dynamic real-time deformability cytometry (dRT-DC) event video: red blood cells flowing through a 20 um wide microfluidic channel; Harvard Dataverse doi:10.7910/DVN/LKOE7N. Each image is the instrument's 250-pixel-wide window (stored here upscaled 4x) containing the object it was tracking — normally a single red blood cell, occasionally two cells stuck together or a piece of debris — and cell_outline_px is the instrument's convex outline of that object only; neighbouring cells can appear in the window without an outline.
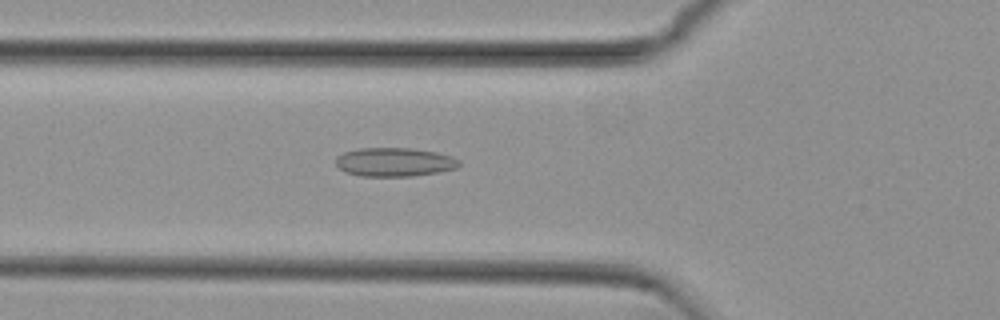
{"species": "common noctule bat (a hibernating species)", "species_latin": "Nyctalus noctula", "temperature_condition": "cold", "stored_images_in_passage": 41, "camera_frame_rate_fps": 3000, "um_per_image_px": 0.085, "animal": {"sex": "female", "body_mass_g": 29.2, "forearm_length_mm": 56.3}, "frame": {"image": 1, "passage_image": 6, "time_ms": 1.667, "image_size_px": [1000, 320], "cell_outline_px": [[460, 164], [456, 168], [436, 172], [412, 176], [360, 176], [344, 172], [336, 164], [336, 156], [344, 152], [360, 148], [408, 148], [436, 152], [452, 156], [460, 160]], "centroid_in_image_um": [33.51, 13.77], "position_along_channel_um": 92.3, "area_um2": 20.63}}
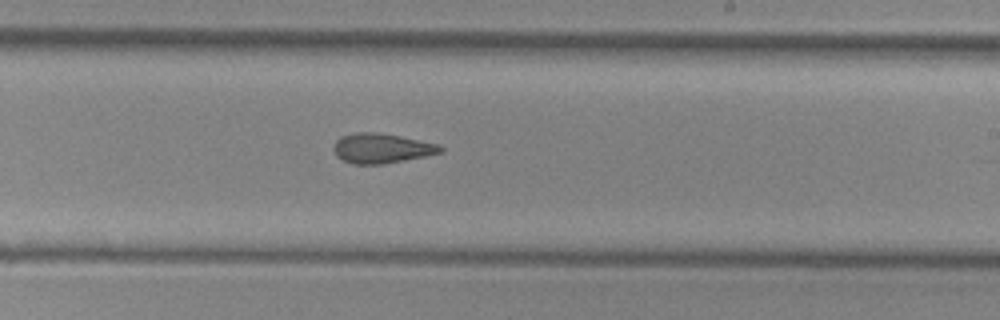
{"frame": {"image": 2, "passage_image": 19, "time_ms": 6.0, "image_size_px": [1000, 320], "cell_outline_px": [[444, 152], [384, 164], [352, 164], [336, 156], [332, 148], [336, 140], [340, 136], [356, 132], [376, 132], [400, 136], [440, 144], [444, 148]], "centroid_in_image_um": [32.43, 12.6], "position_along_channel_um": 256.6, "area_um2": 18.67}}
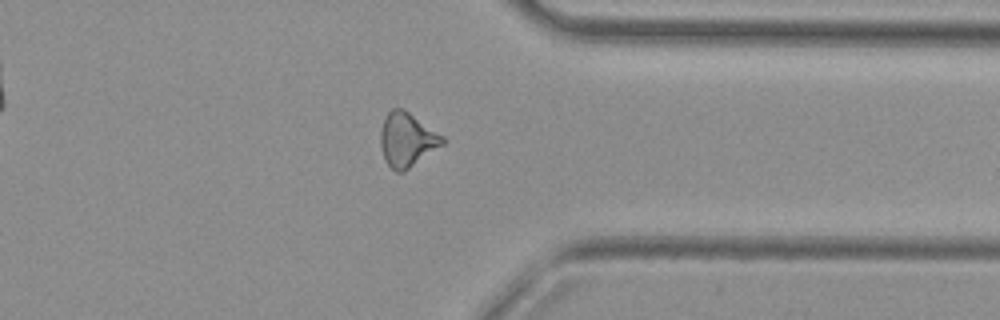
{"frame": {"image": 3, "passage_image": 29, "time_ms": 9.333, "image_size_px": [1000, 320], "cell_outline_px": [[448, 140], [444, 144], [404, 172], [396, 172], [384, 160], [380, 144], [380, 132], [384, 120], [388, 112], [392, 108], [404, 108], [444, 136]], "centroid_in_image_um": [34.61, 11.87], "position_along_channel_um": 376.8, "area_um2": 19.71}, "authors_computed_cell_mechanics": {"area_um2": 18.7272, "velocity_mm_per_s": 3.78, "shape_relaxation_time_tau1_ms": null, "shape_relaxation_time_tau2_ms": 5.5288, "deformation_change_tau1": null, "deformation_change_tau2": 0.1471}}